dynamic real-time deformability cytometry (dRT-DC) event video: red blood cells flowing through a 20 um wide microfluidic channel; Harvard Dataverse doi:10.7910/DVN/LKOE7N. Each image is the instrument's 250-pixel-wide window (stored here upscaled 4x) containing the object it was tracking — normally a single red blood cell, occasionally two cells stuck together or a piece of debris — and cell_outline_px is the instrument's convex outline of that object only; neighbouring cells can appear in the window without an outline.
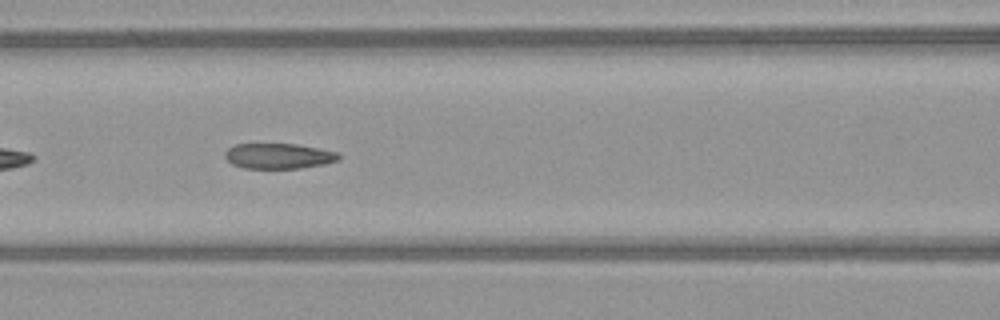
{"species": "common noctule bat (a hibernating species)", "species_latin": "Nyctalus noctula", "temperature_condition": "warm", "stored_images_in_passage": 24, "camera_frame_rate_fps": 3000, "um_per_image_px": 0.085, "animal": {"sex": "female", "body_mass_g": 21.9}, "frame": {"image": 1, "passage_image": 8, "time_ms": 2.333, "image_size_px": [1000, 320], "cell_outline_px": [[340, 160], [324, 164], [300, 168], [244, 168], [232, 164], [224, 156], [224, 152], [228, 148], [236, 144], [296, 144], [340, 152]], "centroid_in_image_um": [23.7, 13.26], "position_along_channel_um": 142.9, "area_um2": 16.88}}
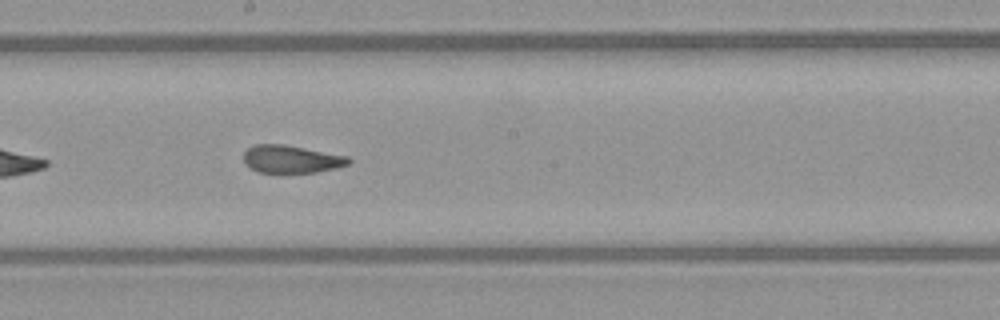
{"frame": {"image": 2, "passage_image": 14, "time_ms": 4.333, "image_size_px": [1000, 320], "cell_outline_px": [[352, 160], [348, 164], [336, 168], [316, 172], [280, 176], [260, 172], [244, 164], [244, 152], [252, 144], [284, 144], [348, 156]], "centroid_in_image_um": [24.73, 13.57], "position_along_channel_um": 223.5, "area_um2": 17.69}}
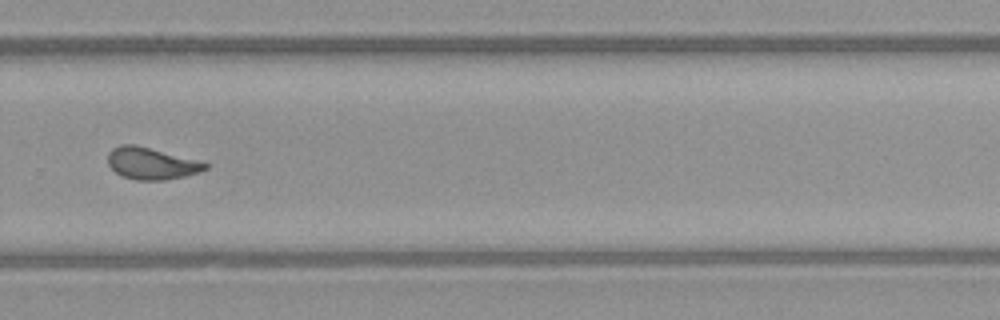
{"frame": {"image": 3, "passage_image": 21, "time_ms": 6.667, "image_size_px": [1000, 320], "cell_outline_px": [[208, 168], [200, 172], [184, 176], [164, 180], [136, 180], [124, 176], [116, 172], [108, 164], [108, 152], [112, 148], [120, 144], [136, 144], [200, 160], [208, 164]], "centroid_in_image_um": [12.88, 13.87], "position_along_channel_um": 316.9, "area_um2": 18.21}}